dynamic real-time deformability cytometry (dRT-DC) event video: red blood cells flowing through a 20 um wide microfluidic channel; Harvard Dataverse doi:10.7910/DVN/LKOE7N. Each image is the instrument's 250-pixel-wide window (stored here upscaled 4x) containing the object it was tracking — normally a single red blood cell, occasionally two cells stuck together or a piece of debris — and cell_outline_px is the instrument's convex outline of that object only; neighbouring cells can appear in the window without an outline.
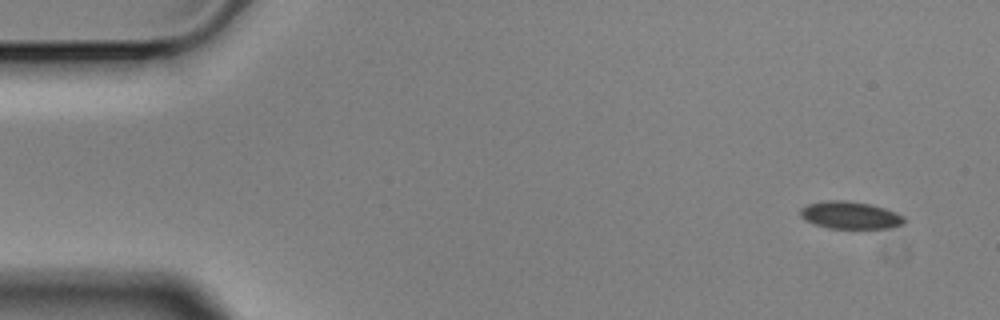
{"species": "Egyptian fruit bat (a non-hibernating species)", "species_latin": "Rousettus aegyptiacus", "temperature_condition": "cold", "stored_images_in_passage": 4, "camera_frame_rate_fps": 3000, "um_per_image_px": 0.085, "animal": {"sex": "male"}, "frame": {"image": 1, "passage_image": 1, "time_ms": 0.0, "image_size_px": [1000, 320], "cell_outline_px": [[908, 220], [904, 224], [888, 228], [828, 228], [804, 220], [800, 216], [800, 208], [808, 204], [824, 200], [844, 200], [872, 204], [896, 212], [904, 216]], "centroid_in_image_um": [72.28, 18.28], "position_along_channel_um": 12.7, "area_um2": 16.76}}
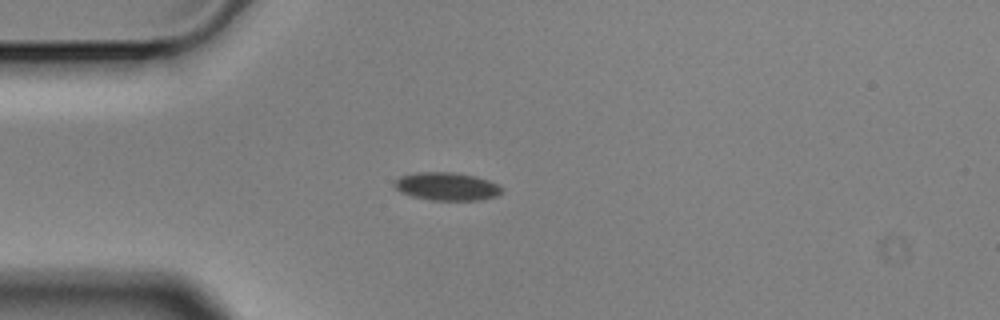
{"frame": {"image": 2, "passage_image": 4, "time_ms": 1.0, "image_size_px": [1000, 320], "cell_outline_px": [[504, 188], [496, 196], [480, 200], [432, 200], [412, 196], [400, 192], [392, 184], [400, 176], [416, 172], [456, 172], [476, 176], [488, 180]], "centroid_in_image_um": [37.96, 15.84], "position_along_channel_um": 47.0, "area_um2": 17.57}}